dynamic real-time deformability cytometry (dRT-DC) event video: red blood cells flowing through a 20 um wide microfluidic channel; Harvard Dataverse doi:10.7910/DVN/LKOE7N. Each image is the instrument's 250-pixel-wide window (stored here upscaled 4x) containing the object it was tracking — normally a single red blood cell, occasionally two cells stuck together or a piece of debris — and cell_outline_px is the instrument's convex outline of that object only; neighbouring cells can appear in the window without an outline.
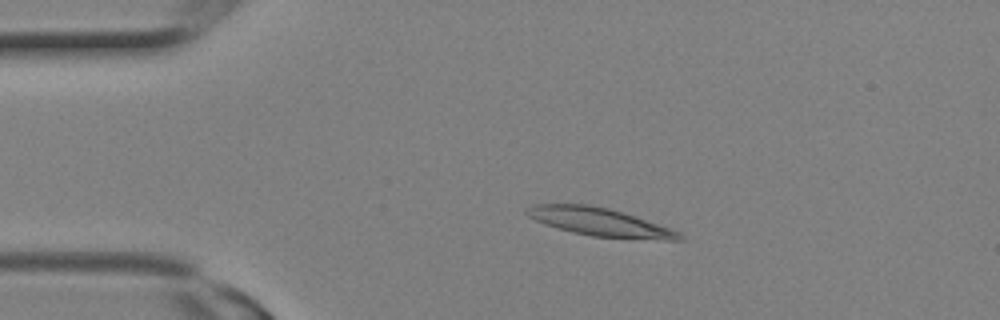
{"species": "Egyptian fruit bat (a non-hibernating species)", "species_latin": "Rousettus aegyptiacus", "temperature_condition": "room temperature", "stored_images_in_passage": 8, "camera_frame_rate_fps": 3000, "um_per_image_px": 0.085, "animal": {"sex": "female"}, "frame": {"image": 1, "passage_image": 4, "time_ms": 1.0, "image_size_px": [1000, 320], "cell_outline_px": [[684, 240], [664, 240], [592, 236], [572, 232], [544, 224], [528, 216], [524, 212], [524, 208], [536, 204], [588, 204], [608, 208], [680, 232], [684, 236]], "centroid_in_image_um": [50.92, 18.87], "position_along_channel_um": 34.1, "area_um2": 24.57}}
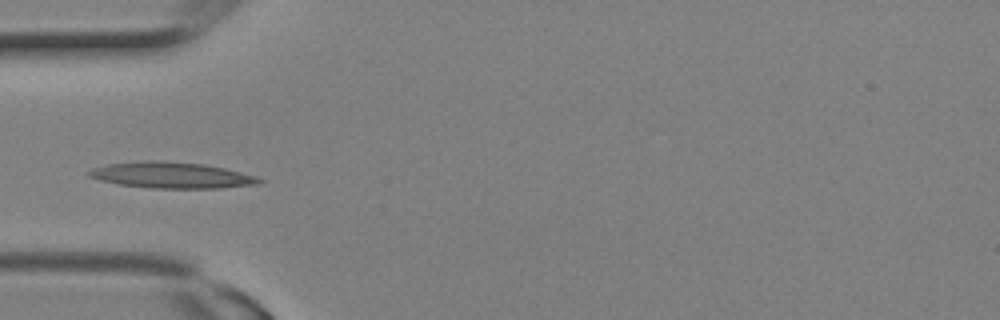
{"frame": {"image": 2, "passage_image": 7, "time_ms": 2.0, "image_size_px": [1000, 320], "cell_outline_px": [[264, 180], [260, 184], [220, 188], [152, 188], [120, 184], [100, 180], [88, 176], [84, 172], [92, 168], [108, 164], [144, 160], [160, 160], [204, 164], [224, 168], [256, 176]], "centroid_in_image_um": [14.57, 14.88], "position_along_channel_um": 70.4, "area_um2": 25.95}}